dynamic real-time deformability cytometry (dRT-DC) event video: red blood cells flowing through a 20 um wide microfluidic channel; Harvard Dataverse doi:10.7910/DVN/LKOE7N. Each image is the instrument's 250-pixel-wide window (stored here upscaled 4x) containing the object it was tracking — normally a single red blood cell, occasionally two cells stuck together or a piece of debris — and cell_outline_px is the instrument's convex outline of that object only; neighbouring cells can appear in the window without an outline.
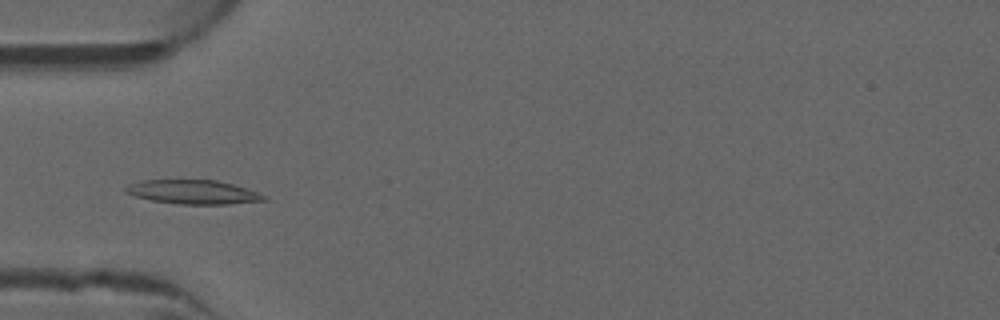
{"species": "common noctule bat (a hibernating species)", "species_latin": "Nyctalus noctula", "temperature_condition": "warm", "stored_images_in_passage": 49, "camera_frame_rate_fps": 3000, "um_per_image_px": 0.085, "animal": {"sex": "male", "forearm_length_mm": 52.5}, "frame": {"image": 1, "passage_image": 14, "time_ms": 4.333, "image_size_px": [1000, 320], "cell_outline_px": [[268, 200], [228, 204], [176, 204], [152, 200], [132, 196], [124, 192], [124, 188], [132, 184], [144, 180], [216, 180], [232, 184], [260, 192], [268, 196]], "centroid_in_image_um": [16.45, 16.33], "position_along_channel_um": 68.5, "area_um2": 19.42}}
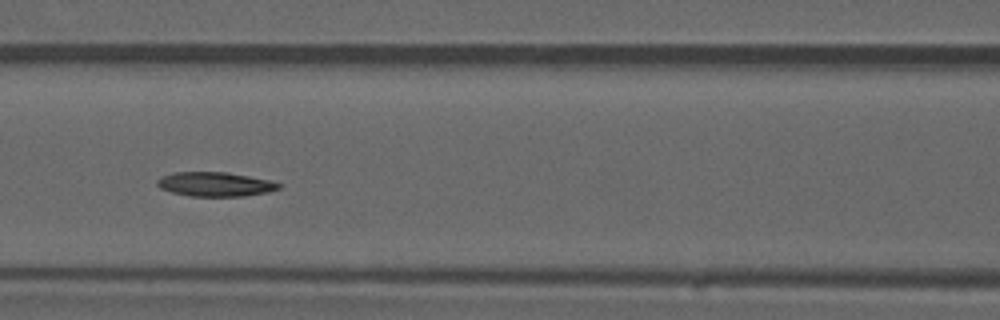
{"frame": {"image": 2, "passage_image": 20, "time_ms": 6.333, "image_size_px": [1000, 320], "cell_outline_px": [[284, 184], [280, 188], [268, 192], [244, 196], [188, 196], [172, 192], [160, 188], [156, 184], [156, 180], [172, 172], [228, 172], [268, 180]], "centroid_in_image_um": [18.29, 15.66], "position_along_channel_um": 148.3, "area_um2": 17.22}}
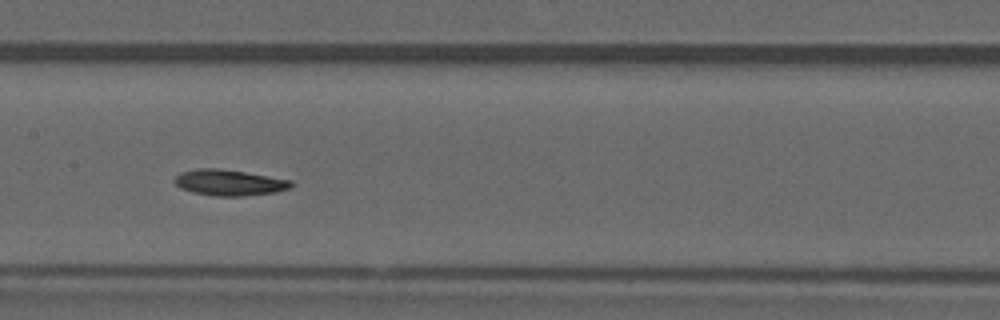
{"frame": {"image": 3, "passage_image": 23, "time_ms": 7.333, "image_size_px": [1000, 320], "cell_outline_px": [[292, 188], [272, 192], [244, 196], [216, 196], [192, 192], [180, 188], [172, 180], [180, 172], [196, 168], [216, 168], [244, 172], [292, 180]], "centroid_in_image_um": [19.44, 15.52], "position_along_channel_um": 188.0, "area_um2": 17.57}, "authors_computed_cell_mechanics": {"area_um2": 17.34, "velocity_mm_per_s": 3.975, "shape_relaxation_time_tau1_ms": 6.7509, "shape_relaxation_time_tau2_ms": null, "deformation_change_tau1": 0.1519, "deformation_change_tau2": null}}